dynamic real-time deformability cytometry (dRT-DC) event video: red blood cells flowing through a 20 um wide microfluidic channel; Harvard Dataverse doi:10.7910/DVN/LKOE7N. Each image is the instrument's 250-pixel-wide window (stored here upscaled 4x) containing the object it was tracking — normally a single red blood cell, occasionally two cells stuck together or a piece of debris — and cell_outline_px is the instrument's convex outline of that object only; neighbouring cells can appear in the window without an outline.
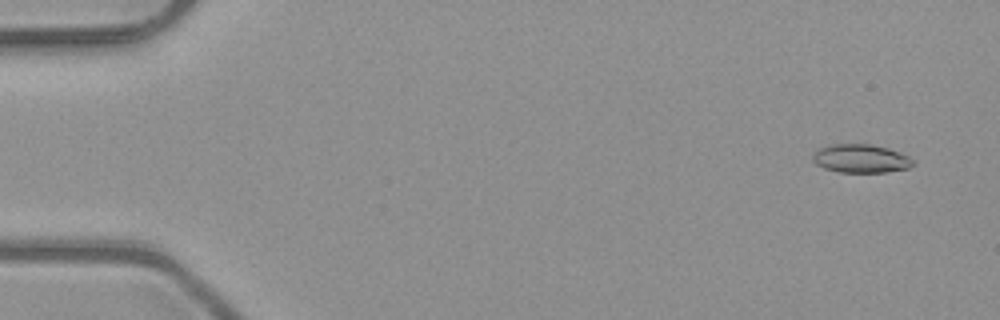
{"species": "common noctule bat (a hibernating species)", "species_latin": "Nyctalus noctula", "temperature_condition": "room temperature", "stored_images_in_passage": 5, "camera_frame_rate_fps": 3000, "um_per_image_px": 0.085, "animal": {"sex": "male", "body_mass_g": 23.1, "forearm_length_mm": 52.7}, "frame": {"image": 1, "passage_image": 1, "time_ms": 0.0, "image_size_px": [1000, 320], "cell_outline_px": [[916, 164], [908, 168], [888, 172], [836, 172], [824, 168], [816, 164], [812, 160], [812, 152], [816, 148], [832, 144], [872, 144], [888, 148], [900, 152], [916, 160]], "centroid_in_image_um": [73.16, 13.47], "position_along_channel_um": 11.8, "area_um2": 17.05}}
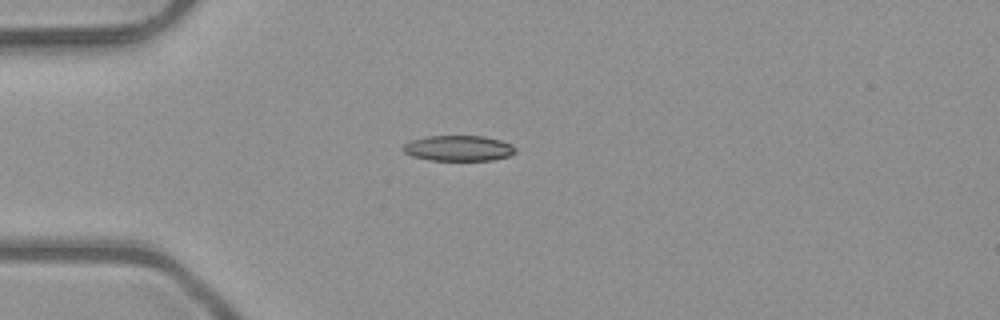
{"frame": {"image": 2, "passage_image": 4, "time_ms": 1.0, "image_size_px": [1000, 320], "cell_outline_px": [[516, 152], [512, 156], [492, 160], [428, 160], [412, 156], [404, 152], [400, 148], [404, 144], [412, 140], [428, 136], [484, 136], [500, 140], [516, 148]], "centroid_in_image_um": [38.96, 12.61], "position_along_channel_um": 46.0, "area_um2": 16.76}}